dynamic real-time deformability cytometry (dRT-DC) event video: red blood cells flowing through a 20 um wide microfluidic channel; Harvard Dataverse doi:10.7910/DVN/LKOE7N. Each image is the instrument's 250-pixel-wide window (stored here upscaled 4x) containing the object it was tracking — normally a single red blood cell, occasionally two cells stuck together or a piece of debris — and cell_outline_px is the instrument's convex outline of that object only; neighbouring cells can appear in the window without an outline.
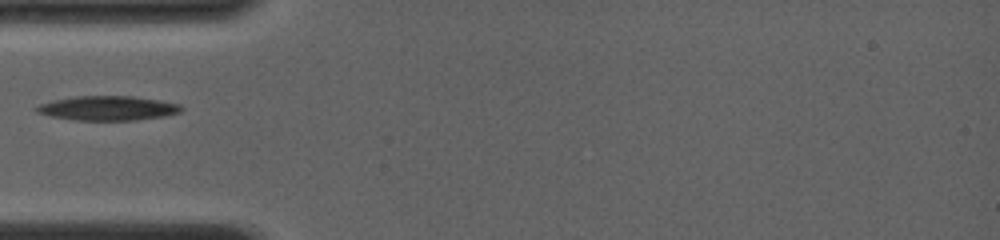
{"species": "common noctule bat (a hibernating species)", "species_latin": "Nyctalus noctula", "temperature_condition": "room temperature", "stored_images_in_passage": 3, "camera_frame_rate_fps": 4000, "um_per_image_px": 0.085, "animal": {"sex": "female", "body_mass_g": 19.0, "forearm_length_mm": 56.7}, "frame": {"image": 1, "passage_image": 1, "time_ms": 0.0, "image_size_px": [1000, 240], "cell_outline_px": [[184, 108], [180, 112], [164, 116], [136, 120], [72, 120], [48, 116], [36, 112], [32, 108], [40, 104], [52, 100], [76, 96], [132, 96], [160, 100], [180, 104]], "centroid_in_image_um": [9.12, 9.19], "position_along_channel_um": 75.9, "area_um2": 20.81}}